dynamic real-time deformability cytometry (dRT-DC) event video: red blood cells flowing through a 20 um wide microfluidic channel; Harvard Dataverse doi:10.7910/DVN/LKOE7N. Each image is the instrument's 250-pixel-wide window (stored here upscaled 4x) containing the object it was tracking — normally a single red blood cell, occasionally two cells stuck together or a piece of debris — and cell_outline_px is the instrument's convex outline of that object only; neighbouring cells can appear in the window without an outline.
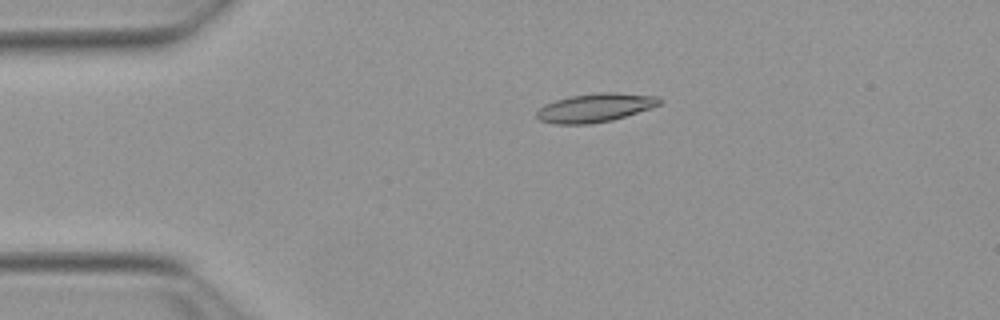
{"species": "Egyptian fruit bat (a non-hibernating species)", "species_latin": "Rousettus aegyptiacus", "temperature_condition": "warm", "stored_images_in_passage": 53, "camera_frame_rate_fps": 3000, "um_per_image_px": 0.085, "animal": {"sex": "female"}, "frame": {"image": 1, "passage_image": 11, "time_ms": 3.333, "image_size_px": [1000, 320], "cell_outline_px": [[660, 104], [612, 120], [588, 124], [556, 124], [540, 120], [536, 116], [536, 112], [544, 104], [556, 100], [572, 96], [600, 92], [616, 92], [656, 96], [660, 100]], "centroid_in_image_um": [50.54, 9.15], "position_along_channel_um": 34.5, "area_um2": 20.11}}
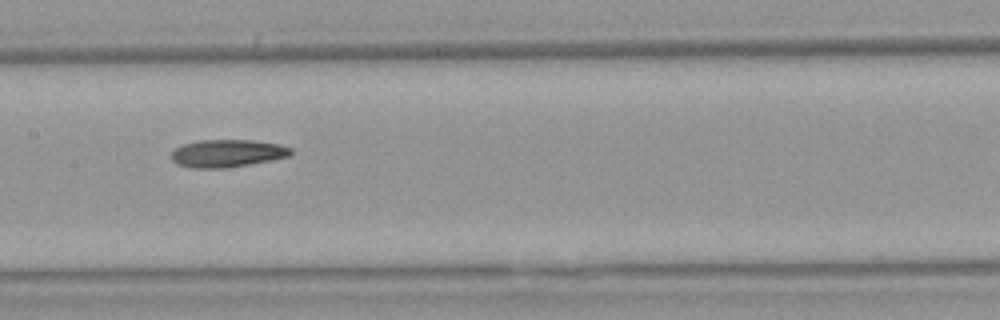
{"frame": {"image": 2, "passage_image": 26, "time_ms": 8.333, "image_size_px": [1000, 320], "cell_outline_px": [[292, 156], [272, 160], [228, 168], [188, 168], [176, 164], [172, 160], [172, 152], [176, 148], [184, 144], [200, 140], [252, 140], [276, 144], [292, 148]], "centroid_in_image_um": [19.32, 13.05], "position_along_channel_um": 188.1, "area_um2": 19.31}}
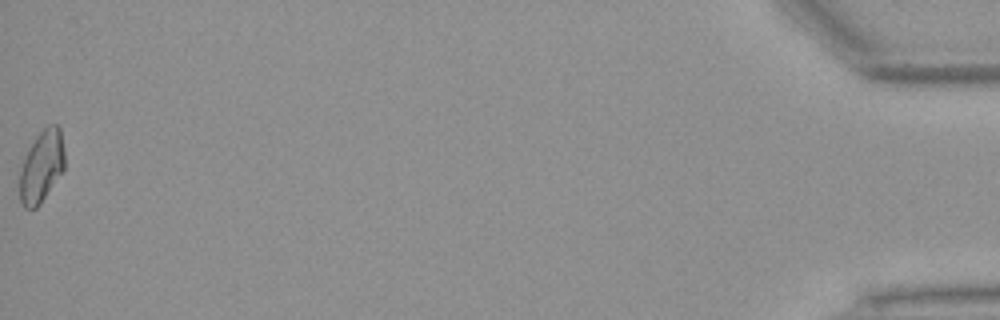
{"frame": {"image": 3, "passage_image": 53, "time_ms": 17.333, "image_size_px": [1000, 320], "cell_outline_px": [[64, 172], [40, 204], [36, 208], [24, 208], [20, 200], [20, 172], [24, 160], [36, 136], [48, 124], [56, 124], [60, 128], [64, 148]], "centroid_in_image_um": [3.57, 14.16], "position_along_channel_um": 431.6, "area_um2": 18.79}, "authors_computed_cell_mechanics": {"area_um2": 18.9584, "velocity_mm_per_s": 3.8626, "shape_relaxation_time_tau1_ms": null, "shape_relaxation_time_tau2_ms": 7.1565, "deformation_change_tau1": null, "deformation_change_tau2": 0.1716}}